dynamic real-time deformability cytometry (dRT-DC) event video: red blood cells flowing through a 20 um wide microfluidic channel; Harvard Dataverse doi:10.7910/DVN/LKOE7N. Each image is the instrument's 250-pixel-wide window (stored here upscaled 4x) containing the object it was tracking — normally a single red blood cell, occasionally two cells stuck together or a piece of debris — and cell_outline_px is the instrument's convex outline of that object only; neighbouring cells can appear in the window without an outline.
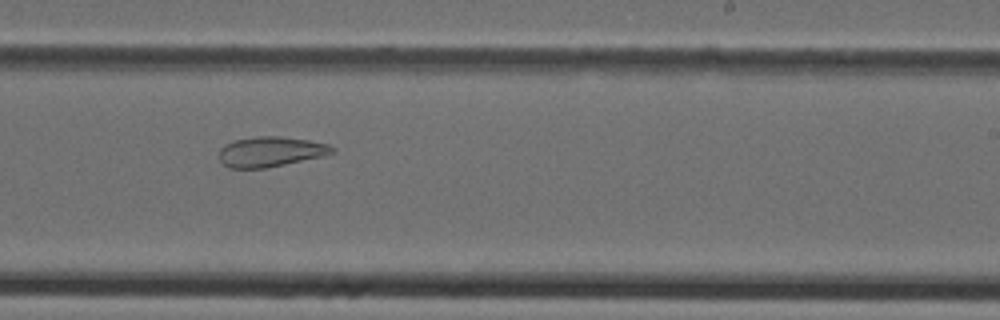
{"species": "Egyptian fruit bat (a non-hibernating species)", "species_latin": "Rousettus aegyptiacus", "temperature_condition": "cold", "stored_images_in_passage": 35, "camera_frame_rate_fps": 3000, "um_per_image_px": 0.085, "animal": {"sex": "female"}, "frame": {"image": 1, "passage_image": 28, "time_ms": 9.0, "image_size_px": [1000, 320], "cell_outline_px": [[336, 152], [324, 156], [264, 168], [228, 168], [220, 160], [220, 148], [224, 144], [236, 140], [256, 136], [280, 136], [308, 140], [328, 144], [336, 148]], "centroid_in_image_um": [23.02, 12.89], "position_along_channel_um": 266.0, "area_um2": 19.83}}